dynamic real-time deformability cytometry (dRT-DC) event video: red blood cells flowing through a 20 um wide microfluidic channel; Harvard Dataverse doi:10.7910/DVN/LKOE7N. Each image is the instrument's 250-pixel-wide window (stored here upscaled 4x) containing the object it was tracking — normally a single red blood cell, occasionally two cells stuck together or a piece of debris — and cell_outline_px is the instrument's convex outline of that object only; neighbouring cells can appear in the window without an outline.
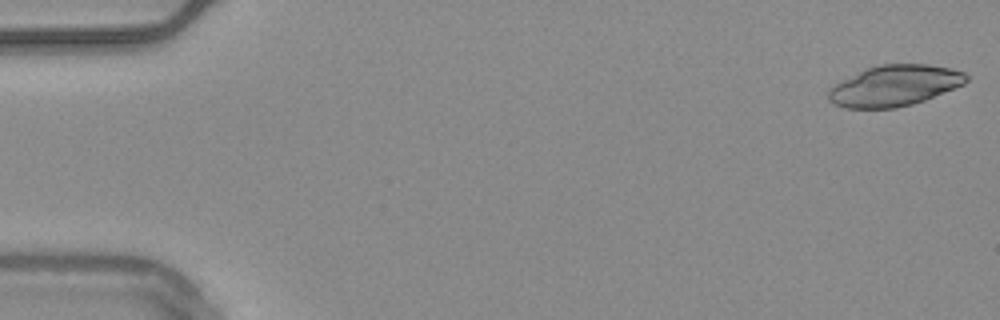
{"species": "common noctule bat (a hibernating species)", "species_latin": "Nyctalus noctula", "temperature_condition": "warm", "stored_images_in_passage": 15, "camera_frame_rate_fps": 3000, "um_per_image_px": 0.085, "animal": {"sex": "male", "body_mass_g": 20.4}, "frame": {"image": 1, "passage_image": 1, "time_ms": 0.0, "image_size_px": [1000, 320], "cell_outline_px": [[968, 80], [964, 84], [924, 100], [912, 104], [896, 108], [844, 108], [828, 100], [828, 88], [868, 68], [880, 64], [928, 64], [952, 68], [964, 72], [968, 76]], "centroid_in_image_um": [76.06, 7.28], "position_along_channel_um": 8.9, "area_um2": 32.54}}